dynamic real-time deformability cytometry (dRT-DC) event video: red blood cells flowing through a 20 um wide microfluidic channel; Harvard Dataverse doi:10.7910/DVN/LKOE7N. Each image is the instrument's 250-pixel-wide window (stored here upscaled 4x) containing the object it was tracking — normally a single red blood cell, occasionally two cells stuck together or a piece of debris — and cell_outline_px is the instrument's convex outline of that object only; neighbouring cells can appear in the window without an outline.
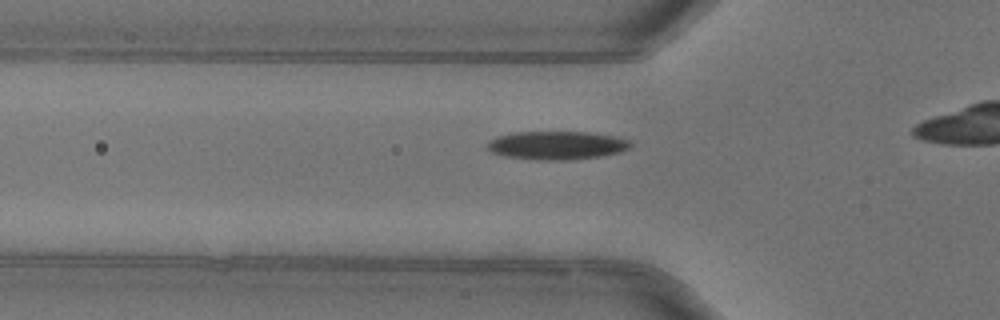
{"species": "common noctule bat (a hibernating species)", "species_latin": "Nyctalus noctula", "temperature_condition": "warm", "stored_images_in_passage": 30, "camera_frame_rate_fps": 3000, "um_per_image_px": 0.085, "animal": {"sex": "female"}, "frame": {"image": 1, "passage_image": 5, "time_ms": 1.333, "image_size_px": [1000, 320], "cell_outline_px": [[632, 144], [628, 148], [620, 152], [600, 156], [568, 160], [544, 160], [504, 156], [492, 152], [488, 148], [488, 140], [496, 136], [512, 132], [588, 132], [616, 136], [632, 140]], "centroid_in_image_um": [47.34, 12.34], "position_along_channel_um": 78.5, "area_um2": 23.76}}